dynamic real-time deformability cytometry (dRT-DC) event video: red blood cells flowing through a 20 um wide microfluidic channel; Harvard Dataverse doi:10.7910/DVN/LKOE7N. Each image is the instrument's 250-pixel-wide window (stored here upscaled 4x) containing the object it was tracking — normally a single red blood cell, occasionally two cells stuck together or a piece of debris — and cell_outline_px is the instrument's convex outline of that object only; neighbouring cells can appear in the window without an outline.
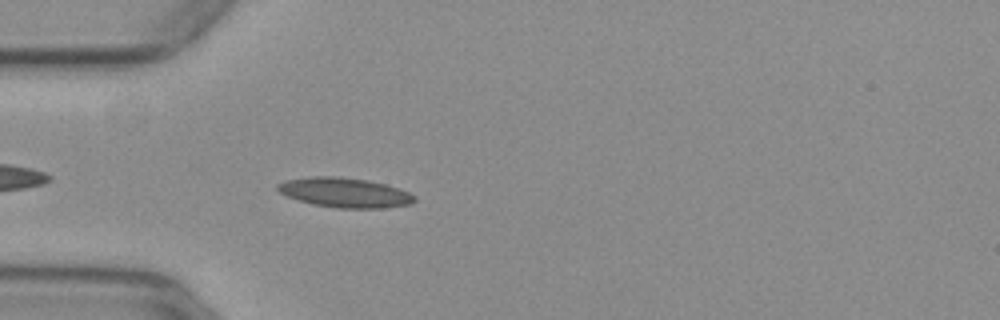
{"species": "common noctule bat (a hibernating species)", "species_latin": "Nyctalus noctula", "temperature_condition": "warm", "stored_images_in_passage": 41, "camera_frame_rate_fps": 3000, "um_per_image_px": 0.085, "animal": {"sex": "female", "body_mass_g": 29.2, "forearm_length_mm": 56.3}, "frame": {"image": 1, "passage_image": 4, "time_ms": 1.0, "image_size_px": [1000, 320], "cell_outline_px": [[416, 200], [412, 204], [384, 208], [336, 208], [312, 204], [288, 196], [280, 192], [276, 188], [276, 184], [284, 180], [312, 176], [336, 176], [368, 180], [384, 184], [408, 192], [416, 196]], "centroid_in_image_um": [29.3, 16.37], "position_along_channel_um": 55.7, "area_um2": 23.7}}
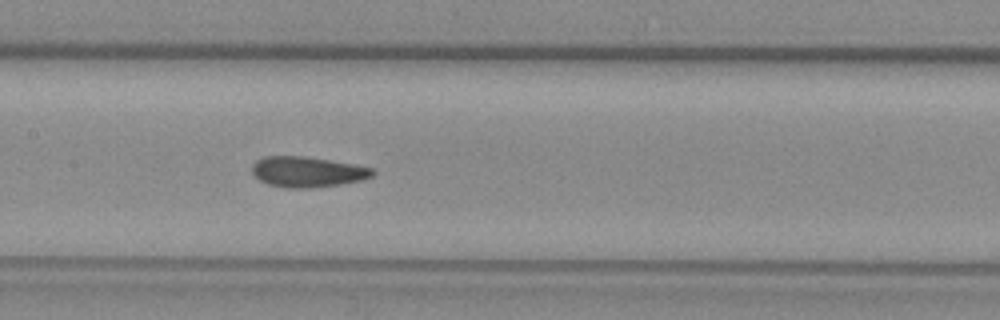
{"frame": {"image": 2, "passage_image": 14, "time_ms": 4.333, "image_size_px": [1000, 320], "cell_outline_px": [[376, 172], [372, 176], [360, 180], [340, 184], [312, 188], [284, 188], [268, 184], [260, 180], [252, 172], [252, 164], [256, 160], [264, 156], [304, 156], [356, 164], [372, 168]], "centroid_in_image_um": [26.12, 14.6], "position_along_channel_um": 181.3, "area_um2": 21.5}}
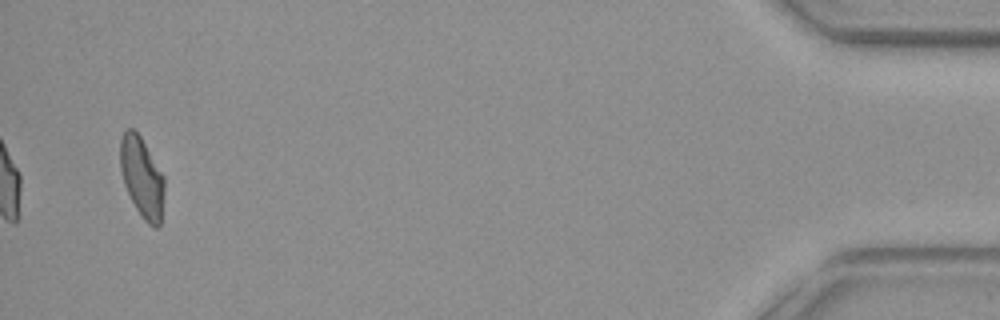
{"frame": {"image": 3, "passage_image": 39, "time_ms": 12.667, "image_size_px": [1000, 320], "cell_outline_px": [[164, 192], [160, 224], [156, 228], [152, 228], [144, 220], [136, 208], [124, 184], [120, 168], [120, 140], [124, 128], [132, 128], [140, 136], [164, 176]], "centroid_in_image_um": [12.05, 15.06], "position_along_channel_um": 423.1, "area_um2": 20.58}, "authors_computed_cell_mechanics": {"area_um2": 21.1548, "velocity_mm_per_s": 3.9473, "shape_relaxation_time_tau1_ms": 7.5047, "shape_relaxation_time_tau2_ms": 1.7123, "deformation_change_tau1": 0.1781, "deformation_change_tau2": 0.0594}}